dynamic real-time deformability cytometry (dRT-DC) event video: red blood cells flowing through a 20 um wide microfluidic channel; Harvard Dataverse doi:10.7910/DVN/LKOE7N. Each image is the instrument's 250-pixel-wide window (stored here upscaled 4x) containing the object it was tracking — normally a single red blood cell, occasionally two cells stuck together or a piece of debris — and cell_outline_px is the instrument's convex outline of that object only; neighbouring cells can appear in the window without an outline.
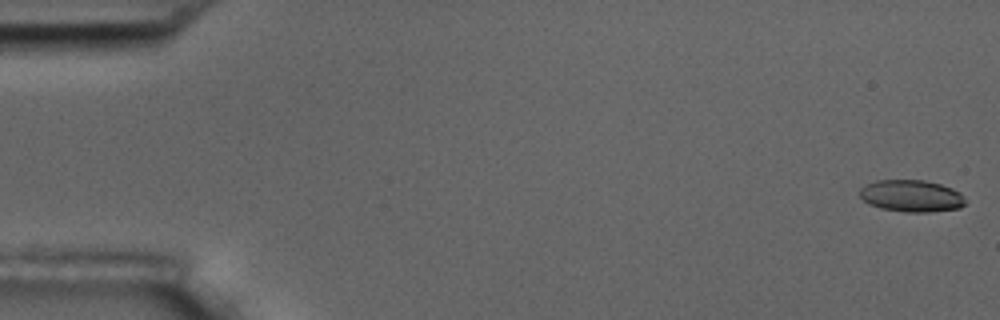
{"species": "common noctule bat (a hibernating species)", "species_latin": "Nyctalus noctula", "temperature_condition": "room temperature", "stored_images_in_passage": 6, "camera_frame_rate_fps": 3000, "um_per_image_px": 0.085, "animal": {"sex": "male", "body_mass_g": 17.5, "forearm_length_mm": 52.3}, "frame": {"image": 1, "passage_image": 1, "time_ms": 0.0, "image_size_px": [1000, 320], "cell_outline_px": [[964, 204], [960, 208], [928, 212], [904, 212], [880, 208], [868, 204], [860, 196], [860, 188], [864, 184], [876, 180], [924, 180], [940, 184], [952, 188], [960, 192], [964, 196]], "centroid_in_image_um": [77.45, 16.65], "position_along_channel_um": 7.6, "area_um2": 19.77}}
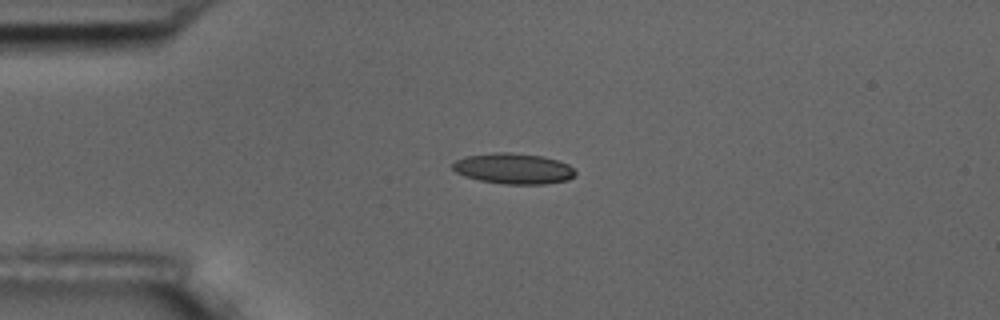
{"frame": {"image": 2, "passage_image": 5, "time_ms": 4.333, "image_size_px": [1000, 320], "cell_outline_px": [[576, 176], [568, 180], [544, 184], [504, 184], [480, 180], [464, 176], [456, 172], [452, 168], [452, 164], [456, 160], [468, 156], [496, 152], [512, 152], [540, 156], [556, 160], [568, 164], [576, 172]], "centroid_in_image_um": [43.65, 14.33], "position_along_channel_um": 41.3, "area_um2": 21.85}}